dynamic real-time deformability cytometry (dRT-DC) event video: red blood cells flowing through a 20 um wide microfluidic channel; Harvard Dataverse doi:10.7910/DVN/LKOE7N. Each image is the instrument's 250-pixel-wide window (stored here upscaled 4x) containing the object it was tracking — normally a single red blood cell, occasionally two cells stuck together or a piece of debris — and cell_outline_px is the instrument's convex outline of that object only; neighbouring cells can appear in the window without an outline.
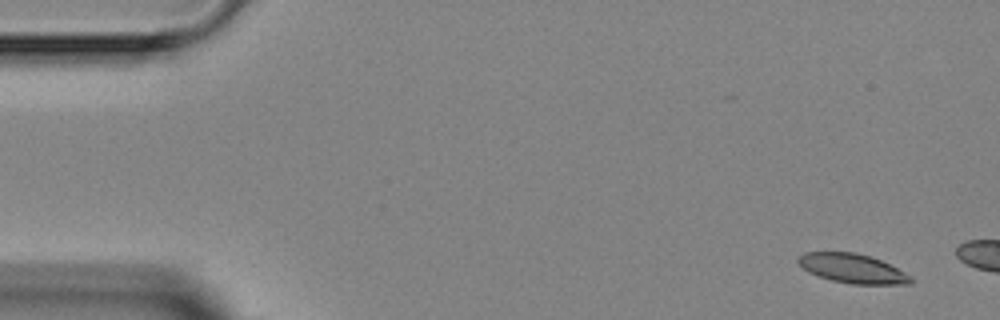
{"species": "Egyptian fruit bat (a non-hibernating species)", "species_latin": "Rousettus aegyptiacus", "temperature_condition": "room temperature", "stored_images_in_passage": 2, "camera_frame_rate_fps": 3000, "um_per_image_px": 0.085, "animal": {"sex": "female"}, "frame": {"image": 1, "passage_image": 1, "time_ms": 0.0, "image_size_px": [1000, 320], "cell_outline_px": [[916, 280], [912, 284], [852, 284], [832, 280], [808, 272], [796, 260], [804, 252], [856, 252], [872, 256], [912, 276]], "centroid_in_image_um": [72.5, 22.82], "position_along_channel_um": 12.5, "area_um2": 19.19}}